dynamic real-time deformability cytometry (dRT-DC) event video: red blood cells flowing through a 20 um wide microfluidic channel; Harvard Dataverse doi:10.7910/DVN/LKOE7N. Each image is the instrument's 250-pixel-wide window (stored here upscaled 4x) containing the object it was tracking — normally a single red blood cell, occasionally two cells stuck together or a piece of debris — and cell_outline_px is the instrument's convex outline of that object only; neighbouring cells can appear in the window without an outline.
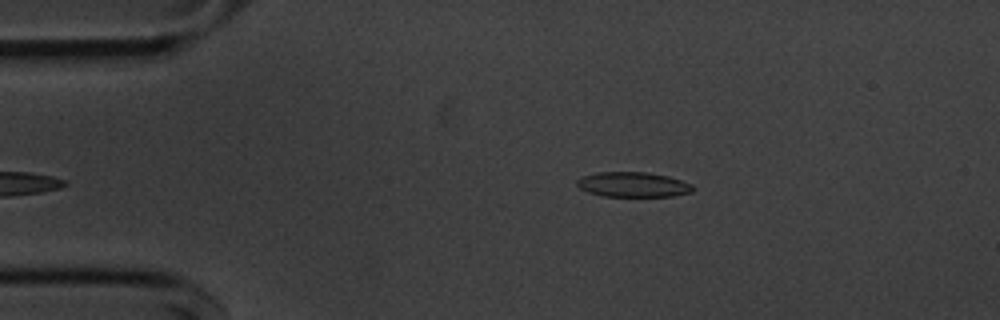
{"species": "common noctule bat (a hibernating species)", "species_latin": "Nyctalus noctula", "temperature_condition": "cold", "stored_images_in_passage": 40, "segment_of_instrument_passage": [1, 2], "camera_frame_rate_fps": 3000, "um_per_image_px": 0.085, "animal": {"sex": "male", "body_mass_g": 20.1, "forearm_length_mm": 53.5}, "frame": {"image": 1, "passage_image": 2, "time_ms": 0.333, "image_size_px": [1000, 320], "cell_outline_px": [[696, 188], [692, 192], [672, 196], [604, 196], [588, 192], [580, 188], [576, 184], [576, 180], [580, 176], [596, 172], [648, 172], [668, 176], [692, 184]], "centroid_in_image_um": [53.8, 15.68], "position_along_channel_um": 31.2, "area_um2": 16.99}}
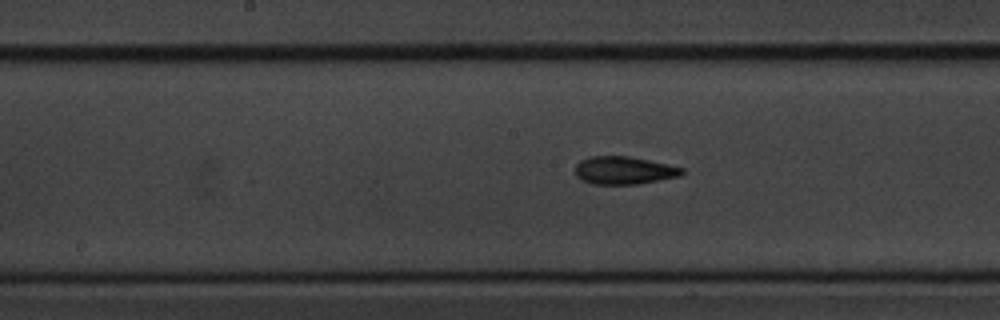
{"frame": {"image": 2, "passage_image": 19, "time_ms": 6.0, "image_size_px": [1000, 320], "cell_outline_px": [[684, 172], [680, 176], [636, 184], [592, 184], [580, 180], [576, 176], [576, 164], [580, 160], [592, 156], [628, 156], [648, 160], [684, 168]], "centroid_in_image_um": [53.01, 14.48], "position_along_channel_um": 195.2, "area_um2": 17.22}}
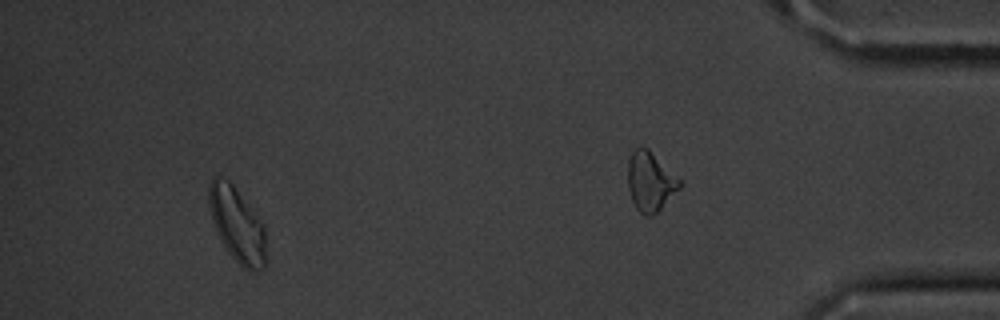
{"frame": {"image": 3, "passage_image": 35, "time_ms": 11.333, "image_size_px": [1000, 320], "cell_outline_px": [[264, 268], [252, 272], [248, 272], [228, 252], [220, 240], [216, 232], [212, 220], [208, 204], [208, 184], [212, 176], [216, 176], [228, 180], [232, 184], [264, 224]], "centroid_in_image_um": [20.11, 19.08], "position_along_channel_um": 415.1, "area_um2": 24.68}}